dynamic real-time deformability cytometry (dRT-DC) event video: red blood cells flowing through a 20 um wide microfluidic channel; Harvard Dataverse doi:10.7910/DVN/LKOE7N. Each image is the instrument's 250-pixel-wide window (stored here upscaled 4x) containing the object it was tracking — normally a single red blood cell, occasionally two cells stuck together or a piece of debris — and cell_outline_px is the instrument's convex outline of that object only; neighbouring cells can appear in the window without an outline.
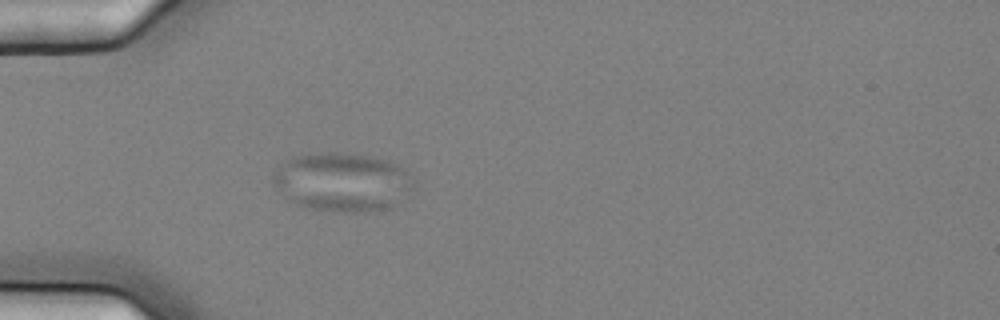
{"species": "common noctule bat (a hibernating species)", "species_latin": "Nyctalus noctula", "temperature_condition": "cold", "stored_images_in_passage": 1, "camera_frame_rate_fps": 3000, "um_per_image_px": 0.085, "animal": {"sex": "female", "body_mass_g": 25.1}, "frame": {"image": 1, "passage_image": 1, "time_ms": 0.0, "image_size_px": [1000, 320], "cell_outline_px": [[412, 184], [392, 208], [356, 212], [336, 212], [308, 208], [296, 204], [288, 200], [280, 192], [272, 180], [272, 172], [284, 160], [292, 156], [332, 152], [336, 152], [368, 156], [388, 160], [396, 164], [404, 172]], "centroid_in_image_um": [28.97, 15.47], "position_along_channel_um": 56.0, "area_um2": 47.45}}